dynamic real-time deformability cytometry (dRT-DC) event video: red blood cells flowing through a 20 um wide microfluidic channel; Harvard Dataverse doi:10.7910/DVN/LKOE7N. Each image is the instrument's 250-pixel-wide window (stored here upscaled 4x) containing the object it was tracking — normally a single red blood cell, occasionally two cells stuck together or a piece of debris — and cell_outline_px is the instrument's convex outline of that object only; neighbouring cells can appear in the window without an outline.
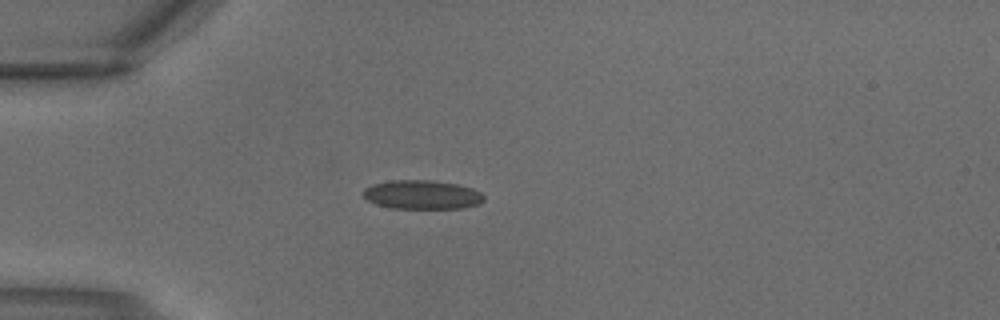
{"species": "common noctule bat (a hibernating species)", "species_latin": "Nyctalus noctula", "temperature_condition": "warm", "stored_images_in_passage": 3, "camera_frame_rate_fps": 3000, "um_per_image_px": 0.085, "animal": {"sex": "male", "body_mass_g": 18.8}, "frame": {"image": 1, "passage_image": 3, "time_ms": 0.667, "image_size_px": [1000, 320], "cell_outline_px": [[484, 200], [480, 204], [464, 208], [392, 208], [376, 204], [368, 200], [364, 196], [364, 188], [372, 184], [392, 180], [432, 180], [456, 184], [472, 188], [480, 192], [484, 196]], "centroid_in_image_um": [35.9, 16.55], "position_along_channel_um": 49.1, "area_um2": 20.35}}